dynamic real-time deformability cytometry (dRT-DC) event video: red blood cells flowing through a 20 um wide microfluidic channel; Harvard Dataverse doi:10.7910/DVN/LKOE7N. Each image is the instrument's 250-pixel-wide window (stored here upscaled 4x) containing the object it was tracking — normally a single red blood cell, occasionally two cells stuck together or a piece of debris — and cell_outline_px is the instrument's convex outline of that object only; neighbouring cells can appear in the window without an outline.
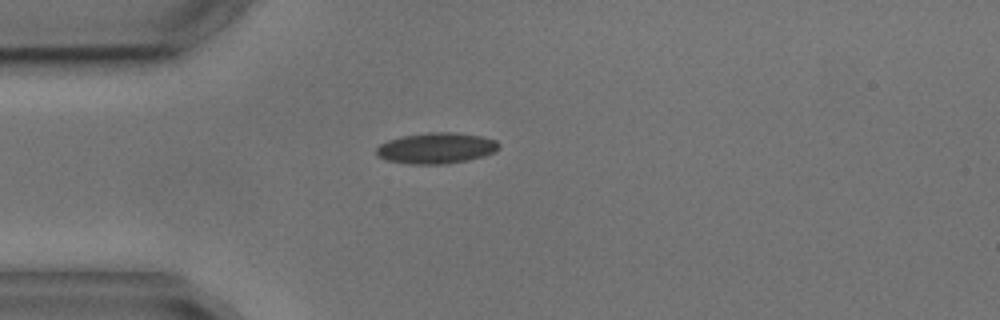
{"species": "common noctule bat (a hibernating species)", "species_latin": "Nyctalus noctula", "temperature_condition": "cold", "stored_images_in_passage": 1, "camera_frame_rate_fps": 3000, "um_per_image_px": 0.085, "animal": {"sex": "male", "body_mass_g": 17.9, "forearm_length_mm": 54.2}, "frame": {"image": 1, "passage_image": 1, "time_ms": 0.0, "image_size_px": [1000, 320], "cell_outline_px": [[500, 148], [496, 152], [484, 156], [468, 160], [448, 164], [412, 164], [388, 160], [376, 156], [376, 148], [380, 144], [388, 140], [404, 136], [428, 132], [452, 132], [480, 136], [496, 140], [500, 144]], "centroid_in_image_um": [37.11, 12.6], "position_along_channel_um": 47.9, "area_um2": 22.14}}